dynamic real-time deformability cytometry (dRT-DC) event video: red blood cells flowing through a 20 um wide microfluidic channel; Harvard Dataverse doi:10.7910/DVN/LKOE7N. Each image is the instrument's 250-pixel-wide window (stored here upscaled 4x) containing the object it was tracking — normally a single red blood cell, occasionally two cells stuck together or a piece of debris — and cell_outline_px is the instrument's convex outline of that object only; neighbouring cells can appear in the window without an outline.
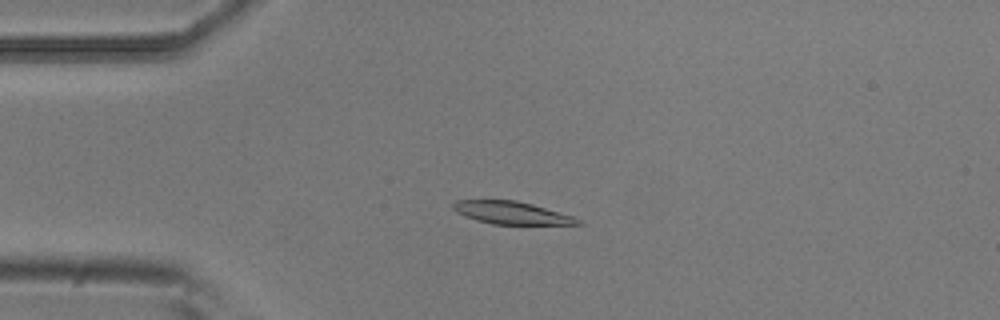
{"species": "common noctule bat (a hibernating species)", "species_latin": "Nyctalus noctula", "temperature_condition": "room temperature", "stored_images_in_passage": 5, "camera_frame_rate_fps": 3000, "um_per_image_px": 0.085, "animal": {"sex": "male", "body_mass_g": 20.5, "forearm_length_mm": 52.5}, "frame": {"image": 1, "passage_image": 4, "time_ms": 1.0, "image_size_px": [1000, 320], "cell_outline_px": [[584, 224], [492, 224], [476, 220], [464, 216], [456, 212], [452, 208], [452, 204], [456, 200], [516, 200], [532, 204], [572, 216], [580, 220]], "centroid_in_image_um": [43.43, 18.08], "position_along_channel_um": 41.6, "area_um2": 16.3}}